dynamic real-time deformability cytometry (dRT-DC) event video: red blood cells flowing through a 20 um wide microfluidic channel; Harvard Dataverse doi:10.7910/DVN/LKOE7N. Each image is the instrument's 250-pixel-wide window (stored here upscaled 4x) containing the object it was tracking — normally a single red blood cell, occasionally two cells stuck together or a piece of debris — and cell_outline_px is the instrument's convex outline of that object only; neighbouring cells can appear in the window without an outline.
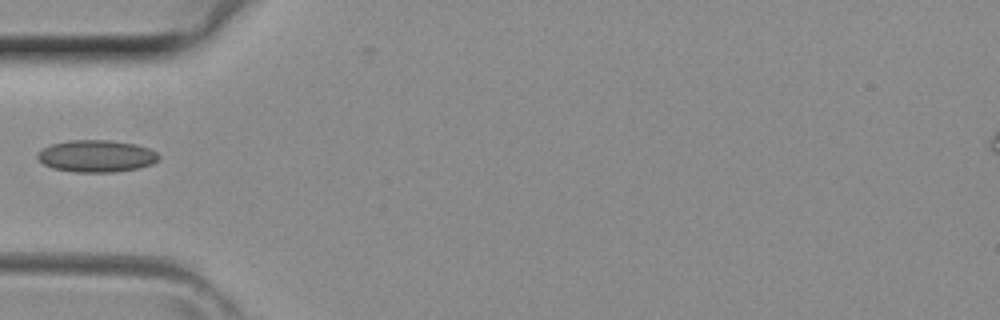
{"species": "common noctule bat (a hibernating species)", "species_latin": "Nyctalus noctula", "temperature_condition": "room temperature", "stored_images_in_passage": 28, "camera_frame_rate_fps": 3000, "um_per_image_px": 0.085, "animal": {"sex": "female", "body_mass_g": 29.2, "forearm_length_mm": 56.3}, "frame": {"image": 1, "passage_image": 1, "time_ms": 0.0, "image_size_px": [1000, 320], "cell_outline_px": [[160, 156], [152, 164], [140, 168], [112, 172], [76, 172], [52, 168], [44, 164], [36, 156], [36, 152], [40, 148], [52, 144], [68, 140], [108, 140], [136, 144], [148, 148], [156, 152]], "centroid_in_image_um": [8.16, 13.26], "position_along_channel_um": 76.8, "area_um2": 22.72}}
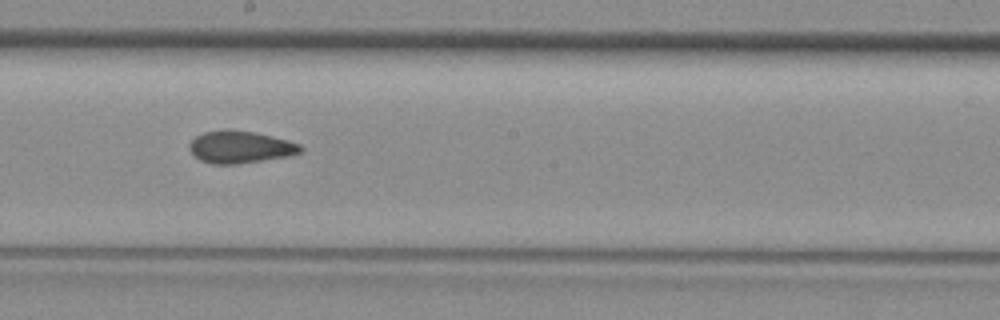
{"frame": {"image": 2, "passage_image": 10, "time_ms": 3.0, "image_size_px": [1000, 320], "cell_outline_px": [[304, 148], [300, 152], [288, 156], [236, 164], [212, 164], [200, 160], [188, 148], [188, 144], [196, 136], [204, 132], [224, 128], [228, 128], [256, 132], [272, 136], [300, 144]], "centroid_in_image_um": [20.39, 12.48], "position_along_channel_um": 227.8, "area_um2": 20.98}}
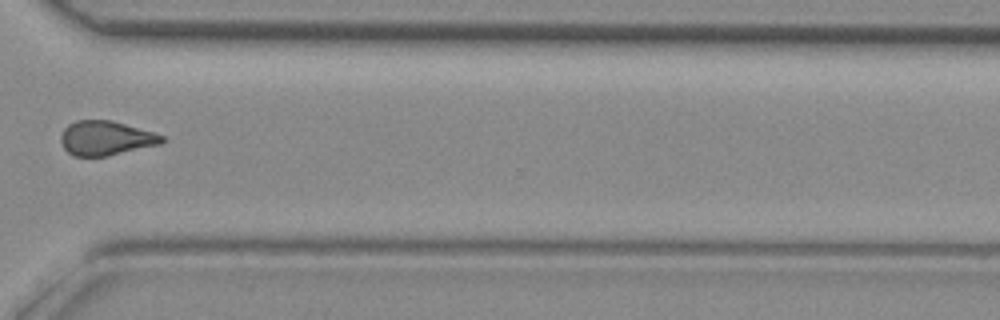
{"frame": {"image": 3, "passage_image": 18, "time_ms": 5.667, "image_size_px": [1000, 320], "cell_outline_px": [[164, 140], [160, 144], [104, 156], [72, 156], [64, 148], [60, 140], [60, 136], [64, 128], [68, 124], [76, 120], [112, 120], [156, 132], [164, 136]], "centroid_in_image_um": [8.98, 11.72], "position_along_channel_um": 361.6, "area_um2": 20.29}}